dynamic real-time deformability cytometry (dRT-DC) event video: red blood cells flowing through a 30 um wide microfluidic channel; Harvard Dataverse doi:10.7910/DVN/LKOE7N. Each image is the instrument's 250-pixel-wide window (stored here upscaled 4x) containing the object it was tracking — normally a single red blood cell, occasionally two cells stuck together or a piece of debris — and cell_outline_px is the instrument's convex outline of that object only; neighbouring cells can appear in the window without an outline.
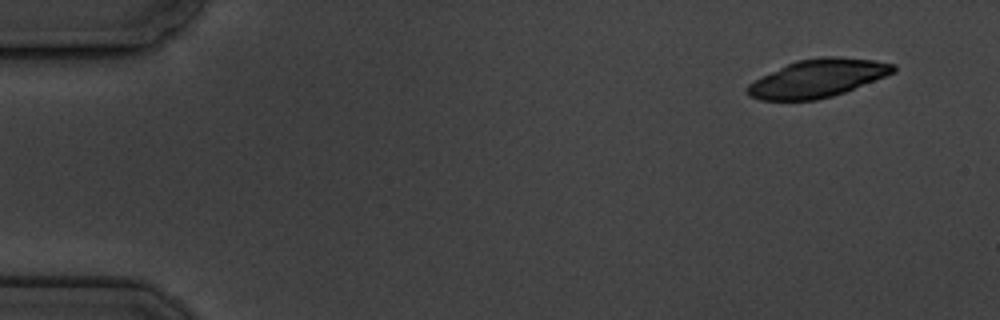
{"species": "common noctule bat (a hibernating species)", "species_latin": "Nyctalus noctula", "temperature_condition": "cold", "stored_images_in_passage": 7, "camera_frame_rate_fps": 3000, "um_per_image_px": 0.085, "animal": {"sex": "male", "body_mass_g": 19.5, "forearm_length_mm": 54.6}, "frame": {"image": 1, "passage_image": 1, "time_ms": 0.0, "image_size_px": [1000, 320], "cell_outline_px": [[896, 72], [844, 92], [832, 96], [816, 100], [760, 100], [748, 96], [748, 84], [796, 60], [824, 56], [836, 56], [876, 60], [896, 64]], "centroid_in_image_um": [69.56, 6.65], "position_along_channel_um": 15.4, "area_um2": 31.96}}